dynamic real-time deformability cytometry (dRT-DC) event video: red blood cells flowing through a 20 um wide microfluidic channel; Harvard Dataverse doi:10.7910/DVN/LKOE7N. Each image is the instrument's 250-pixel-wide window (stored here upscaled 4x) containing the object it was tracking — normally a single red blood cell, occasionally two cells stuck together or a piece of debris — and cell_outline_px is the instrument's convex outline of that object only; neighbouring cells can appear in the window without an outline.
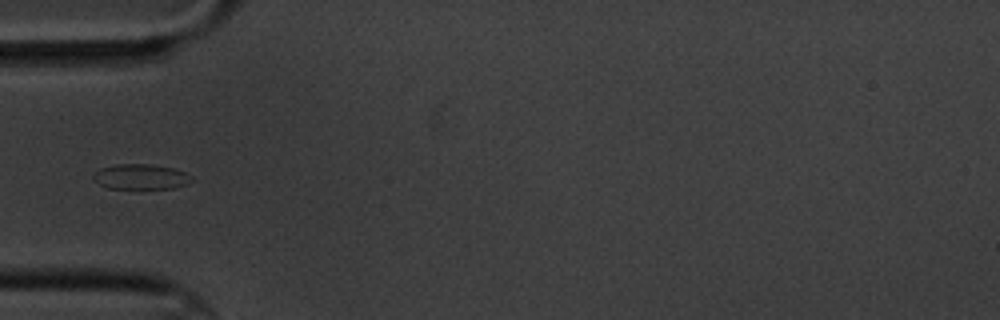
{"species": "common noctule bat (a hibernating species)", "species_latin": "Nyctalus noctula", "temperature_condition": "cold", "stored_images_in_passage": 6, "camera_frame_rate_fps": 3000, "um_per_image_px": 0.085, "animal": {"sex": "male", "body_mass_g": 20.1, "forearm_length_mm": 53.5}, "frame": {"image": 1, "passage_image": 5, "time_ms": 4.667, "image_size_px": [1000, 320], "cell_outline_px": [[196, 180], [188, 184], [172, 188], [108, 188], [100, 184], [92, 176], [100, 168], [116, 164], [148, 164], [172, 168], [184, 172], [192, 176]], "centroid_in_image_um": [12.02, 15.02], "position_along_channel_um": 73.0, "area_um2": 14.33}}
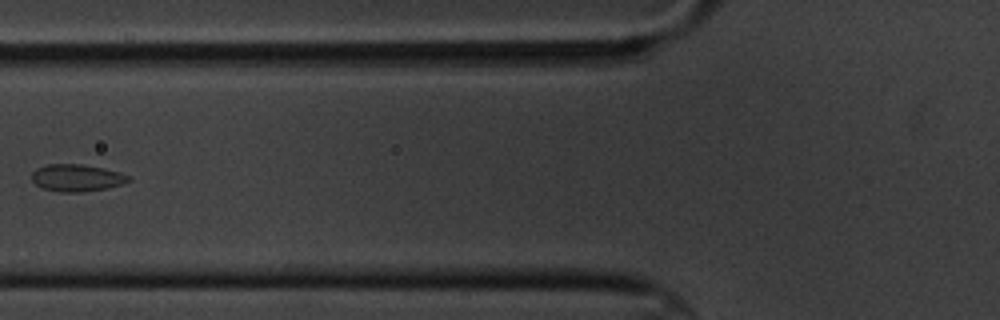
{"frame": {"image": 2, "passage_image": 6, "time_ms": 6.0, "image_size_px": [1000, 320], "cell_outline_px": [[132, 180], [108, 188], [80, 192], [60, 192], [44, 188], [36, 184], [32, 180], [32, 172], [36, 168], [48, 164], [80, 164], [120, 172], [132, 176]], "centroid_in_image_um": [6.54, 15.11], "position_along_channel_um": 119.3, "area_um2": 15.2}}